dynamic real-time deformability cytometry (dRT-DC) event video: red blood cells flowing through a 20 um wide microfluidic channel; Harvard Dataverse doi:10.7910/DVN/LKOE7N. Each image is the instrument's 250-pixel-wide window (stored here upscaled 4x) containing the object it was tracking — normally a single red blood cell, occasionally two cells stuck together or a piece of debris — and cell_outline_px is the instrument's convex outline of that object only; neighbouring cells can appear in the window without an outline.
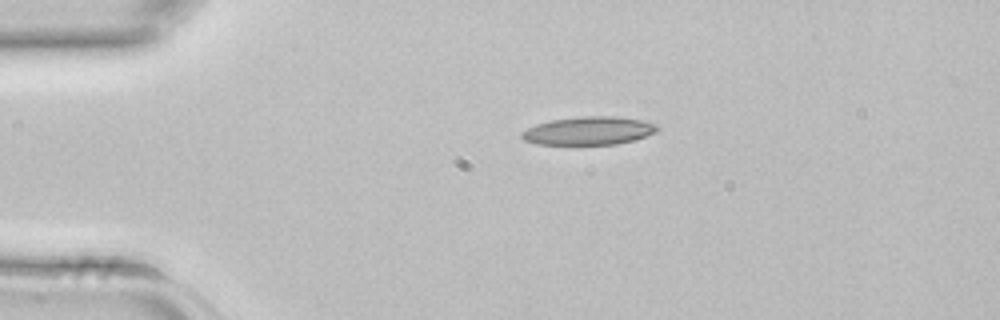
{"species": "common noctule bat (a hibernating species)", "species_latin": "Nyctalus noctula", "temperature_condition": "room temperature", "stored_images_in_passage": 3, "camera_frame_rate_fps": 3000, "um_per_image_px": 0.085, "animal": {"sex": "female", "body_mass_g": 22.7, "forearm_length_mm": 54.2}, "frame": {"image": 1, "passage_image": 1, "time_ms": 0.0, "image_size_px": [1000, 320], "cell_outline_px": [[660, 128], [656, 132], [632, 140], [616, 144], [536, 144], [524, 140], [520, 136], [520, 132], [536, 124], [552, 120], [580, 116], [616, 116], [640, 120], [656, 124]], "centroid_in_image_um": [50.02, 11.11], "position_along_channel_um": 35.0, "area_um2": 22.14}}